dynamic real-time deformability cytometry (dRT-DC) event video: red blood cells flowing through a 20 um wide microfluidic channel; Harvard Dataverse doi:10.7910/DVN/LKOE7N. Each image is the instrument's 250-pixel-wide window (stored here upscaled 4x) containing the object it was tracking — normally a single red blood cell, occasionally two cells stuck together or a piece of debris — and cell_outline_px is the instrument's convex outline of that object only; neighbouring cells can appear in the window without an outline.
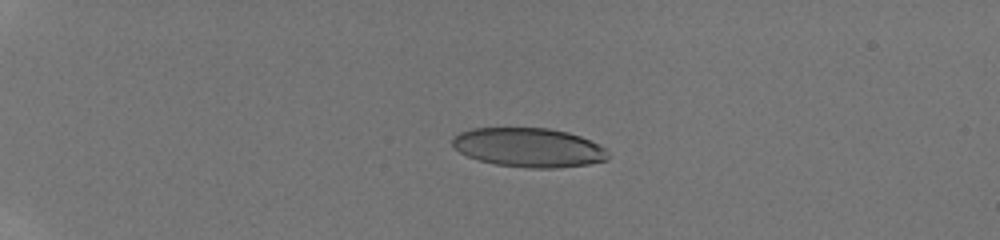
{"species": "human", "species_latin": "Homo sapiens", "temperature_condition": "room temperature", "stored_images_in_passage": 13, "camera_frame_rate_fps": 3000, "um_per_image_px": 0.085, "donor": {"sex": "male"}, "frame": {"image": 1, "passage_image": 6, "time_ms": 1.667, "image_size_px": [1000, 240], "cell_outline_px": [[608, 160], [588, 164], [556, 168], [528, 168], [496, 164], [480, 160], [468, 156], [460, 152], [452, 144], [452, 136], [460, 132], [472, 128], [548, 128], [568, 132], [580, 136], [608, 148]], "centroid_in_image_um": [44.97, 12.53], "position_along_channel_um": 40.0, "area_um2": 35.6}}
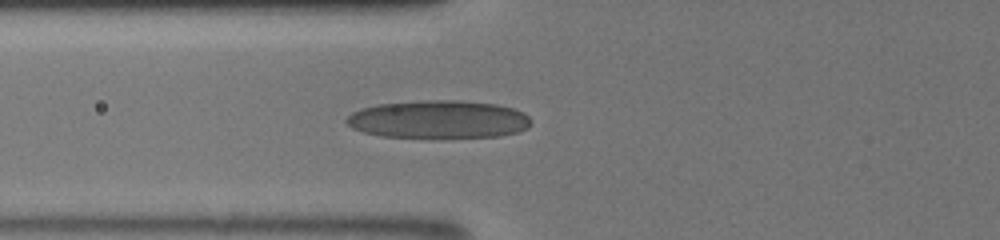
{"frame": {"image": 2, "passage_image": 11, "time_ms": 3.333, "image_size_px": [1000, 240], "cell_outline_px": [[532, 124], [528, 128], [516, 132], [500, 136], [380, 136], [364, 132], [352, 128], [344, 120], [352, 112], [360, 108], [376, 104], [424, 100], [460, 100], [496, 104], [512, 108], [524, 112], [532, 120]], "centroid_in_image_um": [37.28, 10.12], "position_along_channel_um": 88.5, "area_um2": 40.52}}
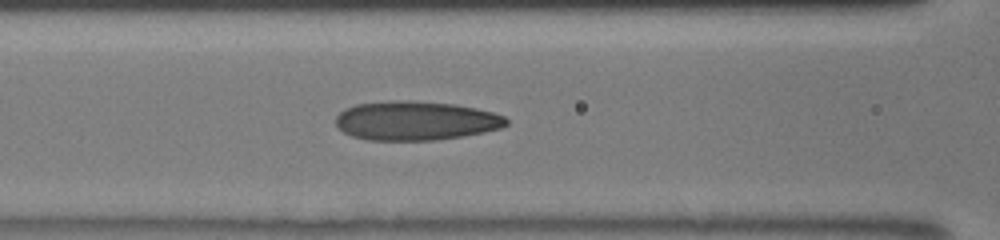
{"frame": {"image": 3, "passage_image": 13, "time_ms": 4.0, "image_size_px": [1000, 240], "cell_outline_px": [[508, 124], [500, 128], [484, 132], [464, 136], [436, 140], [368, 140], [352, 136], [344, 132], [336, 124], [336, 116], [344, 108], [356, 104], [392, 100], [408, 100], [456, 104], [476, 108], [492, 112], [504, 116], [508, 120]], "centroid_in_image_um": [35.33, 10.25], "position_along_channel_um": 131.3, "area_um2": 39.02}}